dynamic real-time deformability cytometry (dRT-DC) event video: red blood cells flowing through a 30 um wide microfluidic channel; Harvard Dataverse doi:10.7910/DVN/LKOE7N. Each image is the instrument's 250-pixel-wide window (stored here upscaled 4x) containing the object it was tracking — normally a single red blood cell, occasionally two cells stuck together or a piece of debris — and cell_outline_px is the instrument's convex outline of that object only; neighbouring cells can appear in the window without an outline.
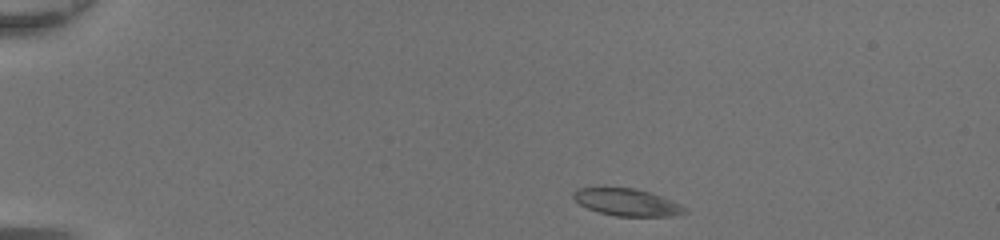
{"species": "common noctule bat (a hibernating species)", "species_latin": "Nyctalus noctula", "temperature_condition": "room temperature", "stored_images_in_passage": 40, "camera_frame_rate_fps": 3000, "um_per_image_px": 0.085, "animal": {"sex": "female", "body_mass_g": 20.0, "forearm_length_mm": 54.0}, "frame": {"image": 1, "passage_image": 1, "time_ms": 0.0, "image_size_px": [1000, 240], "cell_outline_px": [[688, 212], [676, 216], [616, 216], [600, 212], [588, 208], [580, 204], [572, 196], [572, 192], [576, 188], [636, 188], [660, 196], [680, 204], [688, 208]], "centroid_in_image_um": [53.32, 17.2], "position_along_channel_um": 31.7, "area_um2": 17.51}}
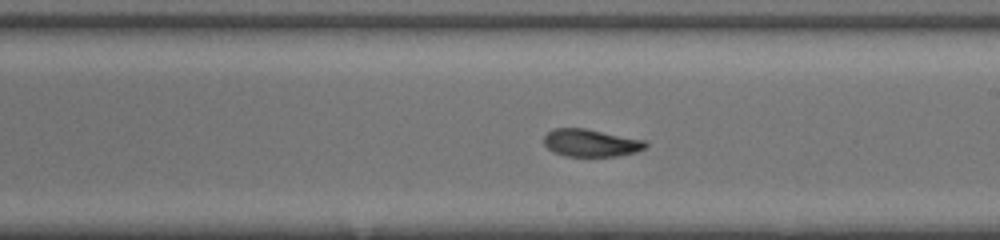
{"frame": {"image": 2, "passage_image": 21, "time_ms": 6.667, "image_size_px": [1000, 240], "cell_outline_px": [[648, 144], [644, 148], [636, 152], [616, 156], [564, 156], [552, 152], [544, 144], [544, 136], [552, 128], [584, 128], [644, 140]], "centroid_in_image_um": [50.18, 12.15], "position_along_channel_um": 238.8, "area_um2": 16.24}}
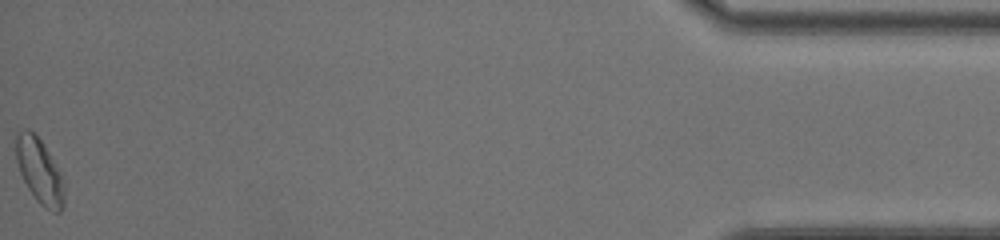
{"frame": {"image": 3, "passage_image": 40, "time_ms": 13.0, "image_size_px": [1000, 240], "cell_outline_px": [[64, 204], [60, 212], [52, 212], [44, 208], [36, 200], [28, 188], [20, 172], [16, 160], [16, 132], [24, 128], [28, 128], [40, 140], [56, 164], [64, 180]], "centroid_in_image_um": [3.36, 14.55], "position_along_channel_um": 431.8, "area_um2": 18.26}, "authors_computed_cell_mechanics": {"area_um2": 17.0799, "velocity_mm_per_s": 4.3792, "shape_relaxation_time_tau1_ms": 3.8815, "shape_relaxation_time_tau2_ms": 3.9832, "deformation_change_tau1": 0.1338, "deformation_change_tau2": 0.1079}}